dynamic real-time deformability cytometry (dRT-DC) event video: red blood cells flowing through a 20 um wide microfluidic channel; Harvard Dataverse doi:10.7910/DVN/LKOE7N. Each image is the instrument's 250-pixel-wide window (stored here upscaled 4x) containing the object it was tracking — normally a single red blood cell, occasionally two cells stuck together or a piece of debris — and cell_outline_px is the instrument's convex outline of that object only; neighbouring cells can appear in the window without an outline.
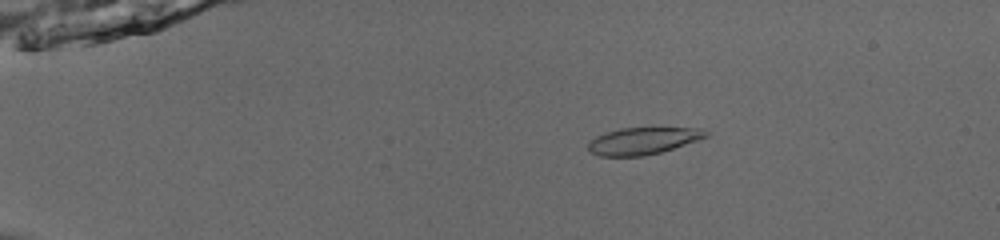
{"species": "common noctule bat (a hibernating species)", "species_latin": "Nyctalus noctula", "temperature_condition": "room temperature", "stored_images_in_passage": 54, "camera_frame_rate_fps": 3000, "um_per_image_px": 0.085, "animal": {"sex": "male", "body_mass_g": 13.0, "forearm_length_mm": 53.1}, "frame": {"image": 1, "passage_image": 12, "time_ms": 3.667, "image_size_px": [1000, 240], "cell_outline_px": [[708, 136], [660, 152], [644, 156], [600, 156], [588, 152], [588, 144], [596, 136], [604, 132], [620, 128], [700, 128], [708, 132]], "centroid_in_image_um": [54.59, 11.97], "position_along_channel_um": 30.4, "area_um2": 18.32}}
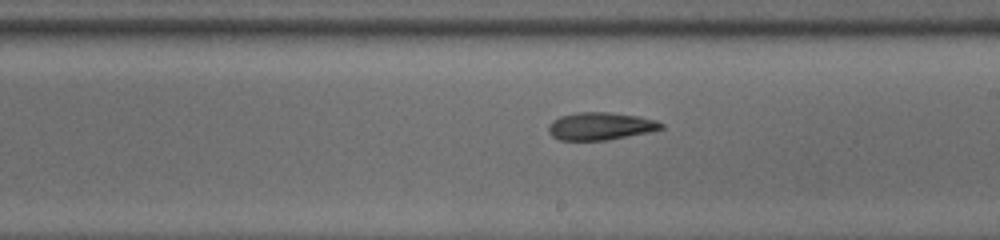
{"frame": {"image": 2, "passage_image": 34, "time_ms": 11.0, "image_size_px": [1000, 240], "cell_outline_px": [[664, 128], [648, 132], [608, 140], [560, 140], [552, 136], [548, 132], [548, 124], [552, 120], [560, 116], [576, 112], [608, 112], [636, 116], [656, 120], [664, 124]], "centroid_in_image_um": [51.0, 10.72], "position_along_channel_um": 238.0, "area_um2": 18.15}}
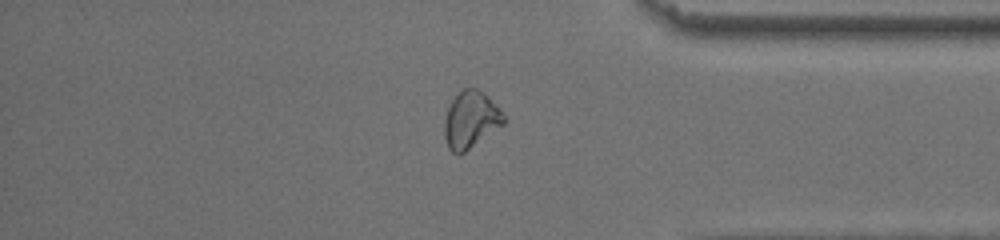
{"frame": {"image": 3, "passage_image": 47, "time_ms": 15.333, "image_size_px": [1000, 240], "cell_outline_px": [[508, 120], [504, 124], [464, 152], [452, 152], [448, 148], [444, 136], [444, 120], [448, 108], [452, 100], [464, 88], [476, 88], [484, 92], [500, 108]], "centroid_in_image_um": [40.04, 10.16], "position_along_channel_um": 395.2, "area_um2": 19.59}, "authors_computed_cell_mechanics": {"area_um2": 19.2185, "velocity_mm_per_s": 3.8613, "shape_relaxation_time_tau1_ms": 7.8437, "shape_relaxation_time_tau2_ms": 3.7341, "deformation_change_tau1": 0.172, "deformation_change_tau2": 0.1142}}